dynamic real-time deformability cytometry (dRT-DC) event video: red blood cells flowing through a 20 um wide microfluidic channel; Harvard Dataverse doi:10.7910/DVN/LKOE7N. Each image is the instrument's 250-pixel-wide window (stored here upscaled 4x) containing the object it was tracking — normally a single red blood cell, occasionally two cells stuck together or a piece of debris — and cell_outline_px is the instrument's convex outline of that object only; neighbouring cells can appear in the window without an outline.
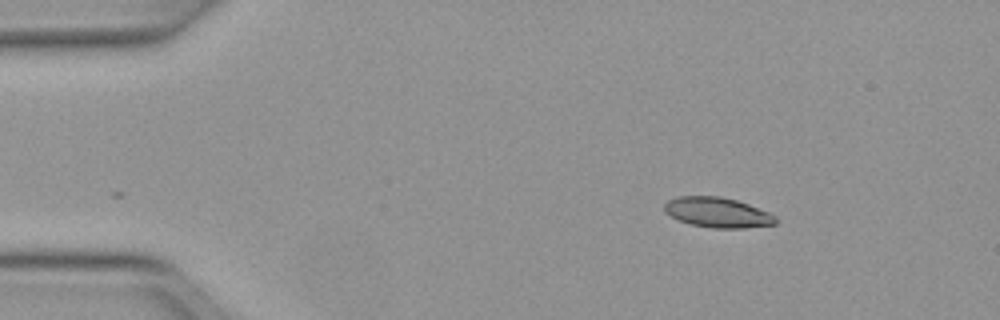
{"species": "Egyptian fruit bat (a non-hibernating species)", "species_latin": "Rousettus aegyptiacus", "temperature_condition": "warm", "stored_images_in_passage": 9, "camera_frame_rate_fps": 3000, "um_per_image_px": 0.085, "animal": {"sex": "female"}, "frame": {"image": 1, "passage_image": 1, "time_ms": 0.0, "image_size_px": [1000, 320], "cell_outline_px": [[776, 224], [744, 228], [712, 228], [692, 224], [680, 220], [664, 212], [664, 204], [668, 200], [676, 196], [720, 196], [736, 200], [748, 204], [768, 212], [776, 216]], "centroid_in_image_um": [60.98, 18.05], "position_along_channel_um": 24.0, "area_um2": 19.42}}